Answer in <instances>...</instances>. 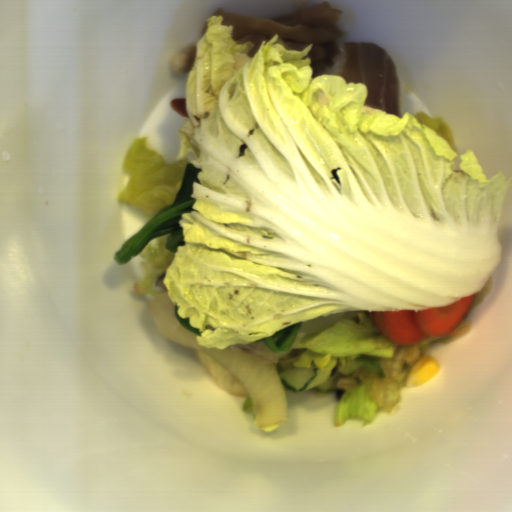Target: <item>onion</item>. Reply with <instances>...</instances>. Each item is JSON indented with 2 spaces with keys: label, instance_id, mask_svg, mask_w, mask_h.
<instances>
[{
  "label": "onion",
  "instance_id": "1",
  "mask_svg": "<svg viewBox=\"0 0 512 512\" xmlns=\"http://www.w3.org/2000/svg\"><path fill=\"white\" fill-rule=\"evenodd\" d=\"M147 302L151 320L160 334L182 347L210 356L242 382L255 418L253 425L259 428L288 421L287 393L275 365L244 352L237 345L224 349L199 346L196 336L200 335L177 322L174 316L176 304L168 292L147 299Z\"/></svg>",
  "mask_w": 512,
  "mask_h": 512
}]
</instances>
